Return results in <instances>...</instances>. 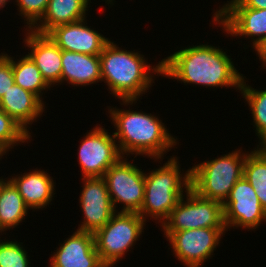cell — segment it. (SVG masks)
Masks as SVG:
<instances>
[{"label": "cell", "mask_w": 266, "mask_h": 267, "mask_svg": "<svg viewBox=\"0 0 266 267\" xmlns=\"http://www.w3.org/2000/svg\"><path fill=\"white\" fill-rule=\"evenodd\" d=\"M230 57L217 46L199 44L185 47L161 60V76L176 79L184 85L226 86L240 90L245 76L238 72Z\"/></svg>", "instance_id": "cell-1"}, {"label": "cell", "mask_w": 266, "mask_h": 267, "mask_svg": "<svg viewBox=\"0 0 266 267\" xmlns=\"http://www.w3.org/2000/svg\"><path fill=\"white\" fill-rule=\"evenodd\" d=\"M101 81L107 83L110 94L121 100L126 107L137 103L138 99L149 92L154 74L162 75V62L150 66L139 51L125 50L111 40L99 55ZM152 72V73H151Z\"/></svg>", "instance_id": "cell-2"}, {"label": "cell", "mask_w": 266, "mask_h": 267, "mask_svg": "<svg viewBox=\"0 0 266 267\" xmlns=\"http://www.w3.org/2000/svg\"><path fill=\"white\" fill-rule=\"evenodd\" d=\"M108 108L109 117L116 129L113 135L118 140L122 156L132 154L137 157L141 154L156 159L154 161H162L164 155L179 144L158 116L141 110L137 112L130 107L129 110Z\"/></svg>", "instance_id": "cell-3"}, {"label": "cell", "mask_w": 266, "mask_h": 267, "mask_svg": "<svg viewBox=\"0 0 266 267\" xmlns=\"http://www.w3.org/2000/svg\"><path fill=\"white\" fill-rule=\"evenodd\" d=\"M179 165L178 158L171 156L163 166L145 173L144 200L138 214L146 222L149 217L163 224L183 193L190 190V168L182 174Z\"/></svg>", "instance_id": "cell-4"}, {"label": "cell", "mask_w": 266, "mask_h": 267, "mask_svg": "<svg viewBox=\"0 0 266 267\" xmlns=\"http://www.w3.org/2000/svg\"><path fill=\"white\" fill-rule=\"evenodd\" d=\"M236 149L190 167V189L205 199L224 202L243 177L246 154ZM242 152V153H241Z\"/></svg>", "instance_id": "cell-5"}, {"label": "cell", "mask_w": 266, "mask_h": 267, "mask_svg": "<svg viewBox=\"0 0 266 267\" xmlns=\"http://www.w3.org/2000/svg\"><path fill=\"white\" fill-rule=\"evenodd\" d=\"M146 221L137 212H116L109 222L94 233L101 261L113 267L142 235Z\"/></svg>", "instance_id": "cell-6"}, {"label": "cell", "mask_w": 266, "mask_h": 267, "mask_svg": "<svg viewBox=\"0 0 266 267\" xmlns=\"http://www.w3.org/2000/svg\"><path fill=\"white\" fill-rule=\"evenodd\" d=\"M160 225L163 231H183L198 228H226L222 202L205 199L188 190ZM186 199V200H184Z\"/></svg>", "instance_id": "cell-7"}, {"label": "cell", "mask_w": 266, "mask_h": 267, "mask_svg": "<svg viewBox=\"0 0 266 267\" xmlns=\"http://www.w3.org/2000/svg\"><path fill=\"white\" fill-rule=\"evenodd\" d=\"M116 212H139L144 200L145 172L122 156L103 176ZM123 203V204H122Z\"/></svg>", "instance_id": "cell-8"}, {"label": "cell", "mask_w": 266, "mask_h": 267, "mask_svg": "<svg viewBox=\"0 0 266 267\" xmlns=\"http://www.w3.org/2000/svg\"><path fill=\"white\" fill-rule=\"evenodd\" d=\"M226 228H198L183 231H164L172 252L186 267H201L220 243Z\"/></svg>", "instance_id": "cell-9"}, {"label": "cell", "mask_w": 266, "mask_h": 267, "mask_svg": "<svg viewBox=\"0 0 266 267\" xmlns=\"http://www.w3.org/2000/svg\"><path fill=\"white\" fill-rule=\"evenodd\" d=\"M102 127L96 124L79 145L78 162L82 178L103 177L107 169L122 157L114 135Z\"/></svg>", "instance_id": "cell-10"}, {"label": "cell", "mask_w": 266, "mask_h": 267, "mask_svg": "<svg viewBox=\"0 0 266 267\" xmlns=\"http://www.w3.org/2000/svg\"><path fill=\"white\" fill-rule=\"evenodd\" d=\"M222 205L227 230L230 227L253 230L261 222H266V211L261 206L256 191L244 176L236 182Z\"/></svg>", "instance_id": "cell-11"}, {"label": "cell", "mask_w": 266, "mask_h": 267, "mask_svg": "<svg viewBox=\"0 0 266 267\" xmlns=\"http://www.w3.org/2000/svg\"><path fill=\"white\" fill-rule=\"evenodd\" d=\"M214 12L213 23L224 28L230 36L251 38V47L257 49L266 40V9L248 7H219Z\"/></svg>", "instance_id": "cell-12"}, {"label": "cell", "mask_w": 266, "mask_h": 267, "mask_svg": "<svg viewBox=\"0 0 266 267\" xmlns=\"http://www.w3.org/2000/svg\"><path fill=\"white\" fill-rule=\"evenodd\" d=\"M82 182L79 203L84 219L77 230L94 234L109 222L116 211L103 177L82 178Z\"/></svg>", "instance_id": "cell-13"}, {"label": "cell", "mask_w": 266, "mask_h": 267, "mask_svg": "<svg viewBox=\"0 0 266 267\" xmlns=\"http://www.w3.org/2000/svg\"><path fill=\"white\" fill-rule=\"evenodd\" d=\"M46 35L62 50L89 55H100L110 41L109 38L87 26L86 18L57 26Z\"/></svg>", "instance_id": "cell-14"}, {"label": "cell", "mask_w": 266, "mask_h": 267, "mask_svg": "<svg viewBox=\"0 0 266 267\" xmlns=\"http://www.w3.org/2000/svg\"><path fill=\"white\" fill-rule=\"evenodd\" d=\"M63 242L50 258L51 267H107L96 251L93 233L77 230Z\"/></svg>", "instance_id": "cell-15"}, {"label": "cell", "mask_w": 266, "mask_h": 267, "mask_svg": "<svg viewBox=\"0 0 266 267\" xmlns=\"http://www.w3.org/2000/svg\"><path fill=\"white\" fill-rule=\"evenodd\" d=\"M25 33L24 43L30 50L27 55L36 64L44 80L50 87L61 84L62 49L47 35L38 34L31 30L26 31V29Z\"/></svg>", "instance_id": "cell-16"}, {"label": "cell", "mask_w": 266, "mask_h": 267, "mask_svg": "<svg viewBox=\"0 0 266 267\" xmlns=\"http://www.w3.org/2000/svg\"><path fill=\"white\" fill-rule=\"evenodd\" d=\"M21 175V176H20ZM23 198L25 205L31 210L47 208L54 197V178L43 169H34L24 174L8 178Z\"/></svg>", "instance_id": "cell-17"}, {"label": "cell", "mask_w": 266, "mask_h": 267, "mask_svg": "<svg viewBox=\"0 0 266 267\" xmlns=\"http://www.w3.org/2000/svg\"><path fill=\"white\" fill-rule=\"evenodd\" d=\"M44 101L32 92L13 84L0 99V108L18 122L29 134L28 130L37 117L45 111Z\"/></svg>", "instance_id": "cell-18"}, {"label": "cell", "mask_w": 266, "mask_h": 267, "mask_svg": "<svg viewBox=\"0 0 266 267\" xmlns=\"http://www.w3.org/2000/svg\"><path fill=\"white\" fill-rule=\"evenodd\" d=\"M61 84L87 86L101 81L99 55H89L62 50Z\"/></svg>", "instance_id": "cell-19"}, {"label": "cell", "mask_w": 266, "mask_h": 267, "mask_svg": "<svg viewBox=\"0 0 266 267\" xmlns=\"http://www.w3.org/2000/svg\"><path fill=\"white\" fill-rule=\"evenodd\" d=\"M91 0H49L42 18L30 29L46 35L51 29L86 18Z\"/></svg>", "instance_id": "cell-20"}, {"label": "cell", "mask_w": 266, "mask_h": 267, "mask_svg": "<svg viewBox=\"0 0 266 267\" xmlns=\"http://www.w3.org/2000/svg\"><path fill=\"white\" fill-rule=\"evenodd\" d=\"M29 208L9 179L0 181V232L17 227L25 219Z\"/></svg>", "instance_id": "cell-21"}, {"label": "cell", "mask_w": 266, "mask_h": 267, "mask_svg": "<svg viewBox=\"0 0 266 267\" xmlns=\"http://www.w3.org/2000/svg\"><path fill=\"white\" fill-rule=\"evenodd\" d=\"M14 58L12 57V69L15 84L32 92L42 101L43 97L41 96H43L44 90H50V86L42 77L40 70L27 54L17 61L13 60Z\"/></svg>", "instance_id": "cell-22"}, {"label": "cell", "mask_w": 266, "mask_h": 267, "mask_svg": "<svg viewBox=\"0 0 266 267\" xmlns=\"http://www.w3.org/2000/svg\"><path fill=\"white\" fill-rule=\"evenodd\" d=\"M243 176L256 191L261 206L266 211V146H257L247 152Z\"/></svg>", "instance_id": "cell-23"}, {"label": "cell", "mask_w": 266, "mask_h": 267, "mask_svg": "<svg viewBox=\"0 0 266 267\" xmlns=\"http://www.w3.org/2000/svg\"><path fill=\"white\" fill-rule=\"evenodd\" d=\"M239 92L246 99L245 101L250 106V111H252L253 126L260 141L257 146H266V89L256 90L252 88L246 84L243 77Z\"/></svg>", "instance_id": "cell-24"}, {"label": "cell", "mask_w": 266, "mask_h": 267, "mask_svg": "<svg viewBox=\"0 0 266 267\" xmlns=\"http://www.w3.org/2000/svg\"><path fill=\"white\" fill-rule=\"evenodd\" d=\"M31 137L18 122L0 108V146L6 152L20 143H28Z\"/></svg>", "instance_id": "cell-25"}, {"label": "cell", "mask_w": 266, "mask_h": 267, "mask_svg": "<svg viewBox=\"0 0 266 267\" xmlns=\"http://www.w3.org/2000/svg\"><path fill=\"white\" fill-rule=\"evenodd\" d=\"M21 244L23 243H18L16 240L0 239V267H29L31 262L28 252Z\"/></svg>", "instance_id": "cell-26"}, {"label": "cell", "mask_w": 266, "mask_h": 267, "mask_svg": "<svg viewBox=\"0 0 266 267\" xmlns=\"http://www.w3.org/2000/svg\"><path fill=\"white\" fill-rule=\"evenodd\" d=\"M21 17L24 18L26 30H30L44 15L49 0H14Z\"/></svg>", "instance_id": "cell-27"}, {"label": "cell", "mask_w": 266, "mask_h": 267, "mask_svg": "<svg viewBox=\"0 0 266 267\" xmlns=\"http://www.w3.org/2000/svg\"><path fill=\"white\" fill-rule=\"evenodd\" d=\"M15 83L12 69V57L0 54V99Z\"/></svg>", "instance_id": "cell-28"}, {"label": "cell", "mask_w": 266, "mask_h": 267, "mask_svg": "<svg viewBox=\"0 0 266 267\" xmlns=\"http://www.w3.org/2000/svg\"><path fill=\"white\" fill-rule=\"evenodd\" d=\"M222 7H248L252 9H266V0H230Z\"/></svg>", "instance_id": "cell-29"}, {"label": "cell", "mask_w": 266, "mask_h": 267, "mask_svg": "<svg viewBox=\"0 0 266 267\" xmlns=\"http://www.w3.org/2000/svg\"><path fill=\"white\" fill-rule=\"evenodd\" d=\"M255 52L262 62L261 67H266V40L261 43V45L255 50Z\"/></svg>", "instance_id": "cell-30"}, {"label": "cell", "mask_w": 266, "mask_h": 267, "mask_svg": "<svg viewBox=\"0 0 266 267\" xmlns=\"http://www.w3.org/2000/svg\"><path fill=\"white\" fill-rule=\"evenodd\" d=\"M6 151L0 146V160L2 158V156L6 155Z\"/></svg>", "instance_id": "cell-31"}, {"label": "cell", "mask_w": 266, "mask_h": 267, "mask_svg": "<svg viewBox=\"0 0 266 267\" xmlns=\"http://www.w3.org/2000/svg\"><path fill=\"white\" fill-rule=\"evenodd\" d=\"M104 1H105V3H107L108 5L110 4V5L112 6L114 0H104Z\"/></svg>", "instance_id": "cell-32"}, {"label": "cell", "mask_w": 266, "mask_h": 267, "mask_svg": "<svg viewBox=\"0 0 266 267\" xmlns=\"http://www.w3.org/2000/svg\"><path fill=\"white\" fill-rule=\"evenodd\" d=\"M4 5H7V3L10 2V0H0Z\"/></svg>", "instance_id": "cell-33"}, {"label": "cell", "mask_w": 266, "mask_h": 267, "mask_svg": "<svg viewBox=\"0 0 266 267\" xmlns=\"http://www.w3.org/2000/svg\"><path fill=\"white\" fill-rule=\"evenodd\" d=\"M5 7V5L0 1V10H1V8H4Z\"/></svg>", "instance_id": "cell-34"}]
</instances>
